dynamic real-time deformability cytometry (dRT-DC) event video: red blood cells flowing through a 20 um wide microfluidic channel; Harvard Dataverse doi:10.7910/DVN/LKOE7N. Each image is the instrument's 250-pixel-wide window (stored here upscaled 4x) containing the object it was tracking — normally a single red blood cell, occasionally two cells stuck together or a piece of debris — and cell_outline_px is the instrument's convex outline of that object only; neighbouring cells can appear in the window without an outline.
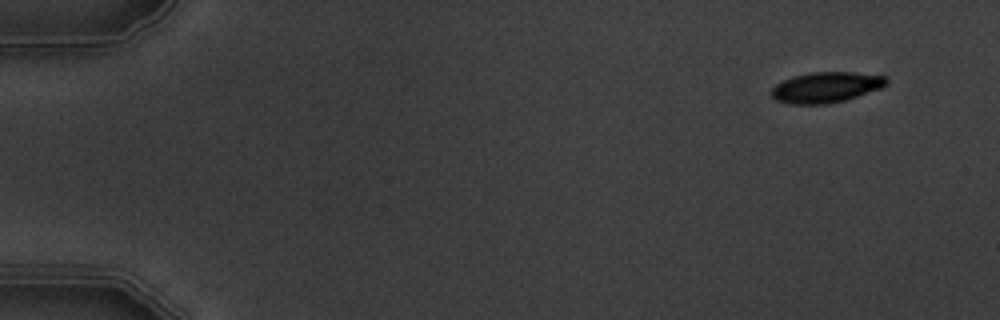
{"species": "common noctule bat (a hibernating species)", "species_latin": "Nyctalus noctula", "temperature_condition": "warm", "stored_images_in_passage": 6, "camera_frame_rate_fps": 3000, "um_per_image_px": 0.085, "animal": {"sex": "male", "body_mass_g": 19.5, "forearm_length_mm": 54.6}, "frame": {"image": 1, "passage_image": 1, "time_ms": 0.0, "image_size_px": [1000, 320], "cell_outline_px": [[888, 84], [884, 88], [844, 100], [828, 104], [788, 104], [776, 100], [772, 96], [772, 88], [776, 84], [792, 76], [812, 72], [852, 72], [888, 76]], "centroid_in_image_um": [70.26, 7.42], "position_along_channel_um": 14.7, "area_um2": 20.69}}
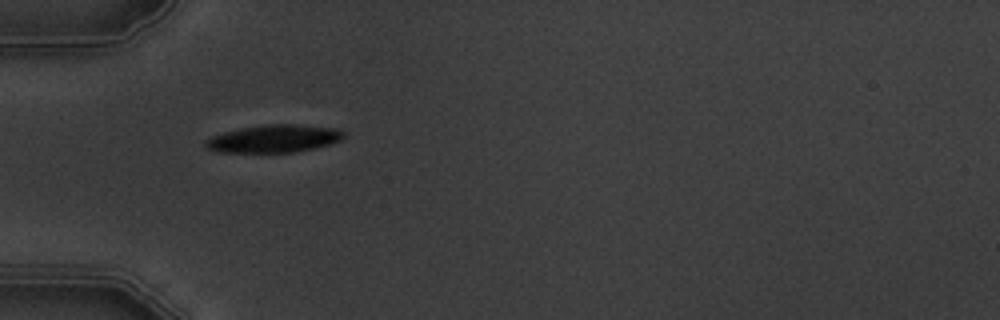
{"frame": {"image": 2, "passage_image": 5, "time_ms": 4.667, "image_size_px": [1000, 320], "cell_outline_px": [[344, 136], [340, 140], [328, 144], [312, 148], [292, 152], [216, 152], [208, 148], [204, 144], [204, 140], [212, 136], [224, 132], [240, 128], [268, 124], [296, 124], [336, 128], [344, 132]], "centroid_in_image_um": [23.25, 11.78], "position_along_channel_um": 61.8, "area_um2": 22.08}}